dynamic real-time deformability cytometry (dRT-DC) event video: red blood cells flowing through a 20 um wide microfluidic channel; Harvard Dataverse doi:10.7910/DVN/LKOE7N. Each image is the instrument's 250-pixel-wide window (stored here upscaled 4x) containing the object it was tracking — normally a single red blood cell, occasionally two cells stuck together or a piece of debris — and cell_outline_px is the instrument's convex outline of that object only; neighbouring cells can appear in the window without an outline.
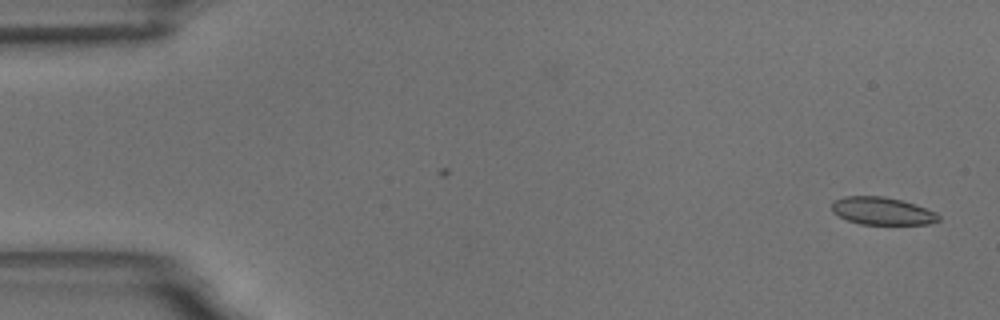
{"species": "common noctule bat (a hibernating species)", "species_latin": "Nyctalus noctula", "temperature_condition": "room temperature", "stored_images_in_passage": 6, "camera_frame_rate_fps": 3000, "um_per_image_px": 0.085, "animal": {"sex": "male", "body_mass_g": 18.8}, "frame": {"image": 1, "passage_image": 1, "time_ms": 0.0, "image_size_px": [1000, 320], "cell_outline_px": [[940, 220], [928, 224], [860, 224], [848, 220], [832, 212], [832, 200], [844, 196], [884, 196], [916, 204], [936, 212], [940, 216]], "centroid_in_image_um": [74.98, 17.93], "position_along_channel_um": 10.0, "area_um2": 17.22}}
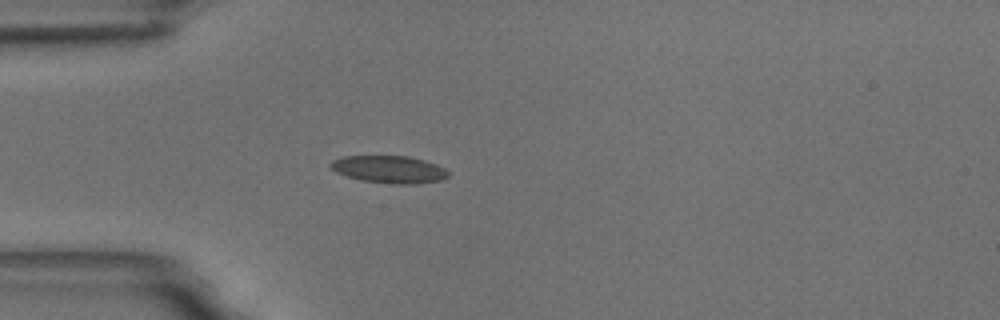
{"frame": {"image": 2, "passage_image": 5, "time_ms": 4.667, "image_size_px": [1000, 320], "cell_outline_px": [[448, 176], [440, 180], [416, 184], [392, 184], [360, 180], [336, 172], [328, 164], [332, 160], [344, 156], [408, 156], [424, 160], [436, 164], [444, 168], [448, 172]], "centroid_in_image_um": [33.07, 14.39], "position_along_channel_um": 51.9, "area_um2": 18.73}}